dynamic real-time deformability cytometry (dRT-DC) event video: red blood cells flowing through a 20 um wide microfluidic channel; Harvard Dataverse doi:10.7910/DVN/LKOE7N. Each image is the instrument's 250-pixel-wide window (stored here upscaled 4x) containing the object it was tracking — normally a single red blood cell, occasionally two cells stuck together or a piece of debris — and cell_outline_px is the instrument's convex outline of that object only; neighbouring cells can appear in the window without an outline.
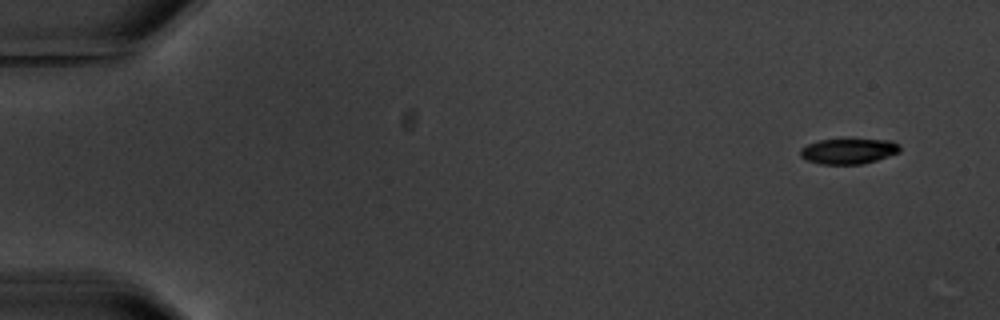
{"species": "common noctule bat (a hibernating species)", "species_latin": "Nyctalus noctula", "temperature_condition": "warm", "stored_images_in_passage": 5, "camera_frame_rate_fps": 3000, "um_per_image_px": 0.085, "animal": {"sex": "male", "body_mass_g": 20.1, "forearm_length_mm": 53.5}, "frame": {"image": 1, "passage_image": 1, "time_ms": 0.0, "image_size_px": [1000, 320], "cell_outline_px": [[900, 152], [876, 160], [860, 164], [820, 164], [808, 160], [800, 156], [800, 148], [808, 144], [820, 140], [844, 136], [852, 136], [892, 140], [900, 144]], "centroid_in_image_um": [72.16, 12.77], "position_along_channel_um": 12.8, "area_um2": 15.72}}
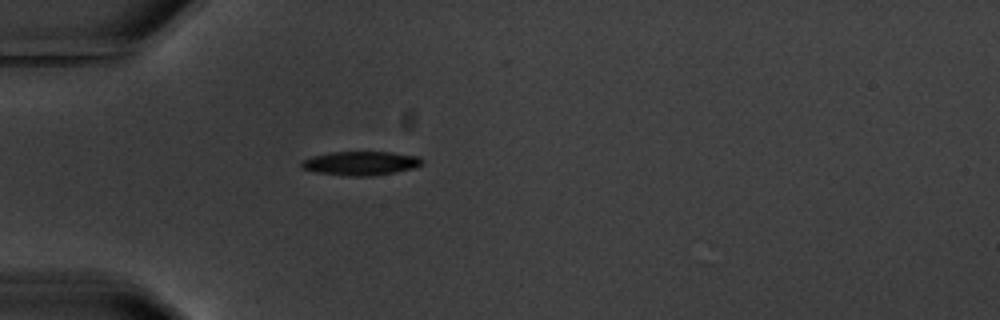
{"frame": {"image": 2, "passage_image": 5, "time_ms": 4.667, "image_size_px": [1000, 320], "cell_outline_px": [[424, 164], [412, 168], [396, 172], [372, 176], [348, 176], [316, 172], [300, 168], [300, 160], [312, 156], [332, 152], [392, 152], [420, 156], [424, 160]], "centroid_in_image_um": [30.66, 13.87], "position_along_channel_um": 54.3, "area_um2": 17.05}}